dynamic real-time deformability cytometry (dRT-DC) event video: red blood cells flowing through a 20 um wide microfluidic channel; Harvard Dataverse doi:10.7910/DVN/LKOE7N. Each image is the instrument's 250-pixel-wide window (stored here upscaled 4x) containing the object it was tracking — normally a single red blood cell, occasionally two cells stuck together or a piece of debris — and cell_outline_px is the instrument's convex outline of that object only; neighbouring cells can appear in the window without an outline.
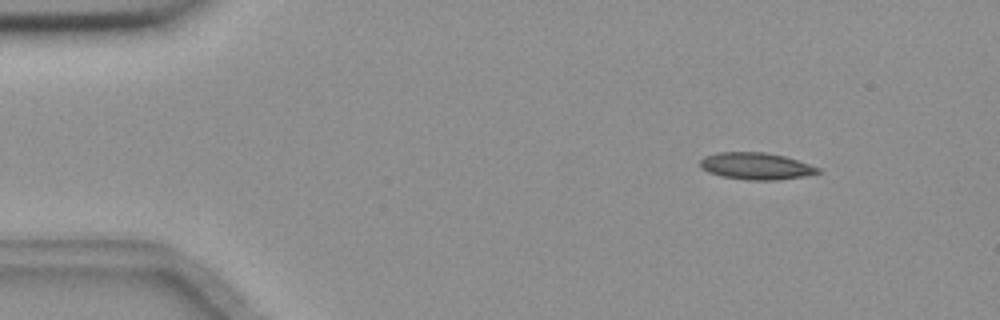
{"species": "common noctule bat (a hibernating species)", "species_latin": "Nyctalus noctula", "temperature_condition": "room temperature", "stored_images_in_passage": 10, "camera_frame_rate_fps": 3000, "um_per_image_px": 0.085, "animal": {"sex": "female", "body_mass_g": 18.4}, "frame": {"image": 1, "passage_image": 2, "time_ms": 0.333, "image_size_px": [1000, 320], "cell_outline_px": [[820, 172], [800, 176], [776, 180], [748, 180], [720, 176], [708, 172], [700, 168], [700, 160], [704, 156], [716, 152], [764, 152], [784, 156], [820, 168]], "centroid_in_image_um": [64.18, 14.11], "position_along_channel_um": 20.8, "area_um2": 18.32}}
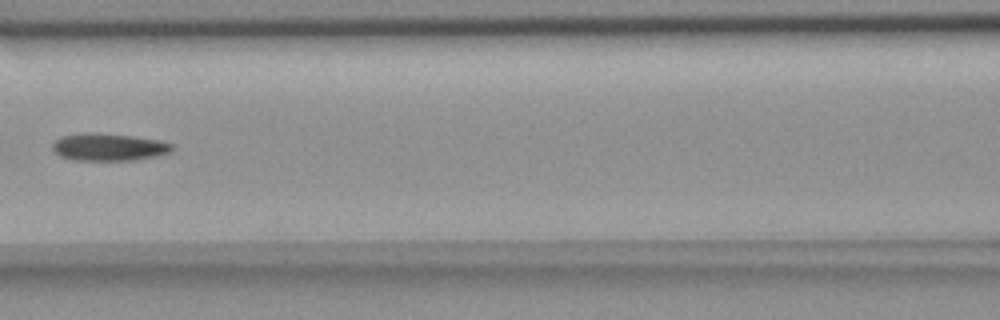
{"frame": {"image": 2, "passage_image": 7, "time_ms": 2.0, "image_size_px": [1000, 320], "cell_outline_px": [[172, 148], [168, 152], [156, 156], [136, 160], [72, 160], [60, 156], [52, 148], [52, 144], [60, 136], [128, 136], [160, 140], [172, 144]], "centroid_in_image_um": [9.27, 12.56], "position_along_channel_um": 157.3, "area_um2": 17.86}}
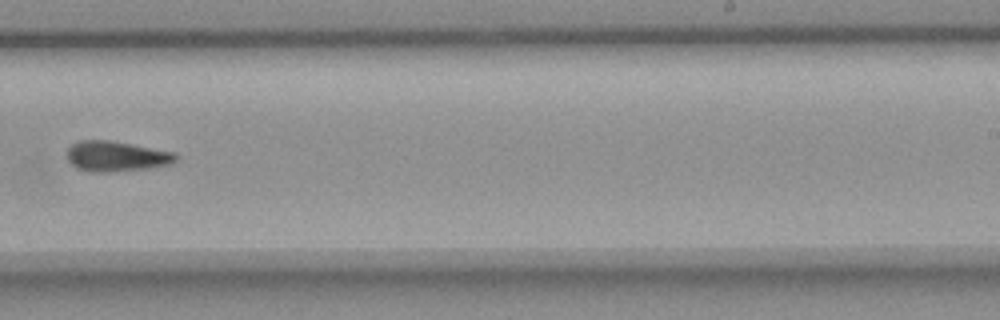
{"frame": {"image": 3, "passage_image": 10, "time_ms": 3.0, "image_size_px": [1000, 320], "cell_outline_px": [[180, 156], [172, 164], [152, 168], [112, 172], [88, 172], [76, 168], [68, 160], [68, 148], [72, 144], [80, 140], [108, 140], [176, 152]], "centroid_in_image_um": [9.93, 13.3], "position_along_channel_um": 279.1, "area_um2": 19.48}}